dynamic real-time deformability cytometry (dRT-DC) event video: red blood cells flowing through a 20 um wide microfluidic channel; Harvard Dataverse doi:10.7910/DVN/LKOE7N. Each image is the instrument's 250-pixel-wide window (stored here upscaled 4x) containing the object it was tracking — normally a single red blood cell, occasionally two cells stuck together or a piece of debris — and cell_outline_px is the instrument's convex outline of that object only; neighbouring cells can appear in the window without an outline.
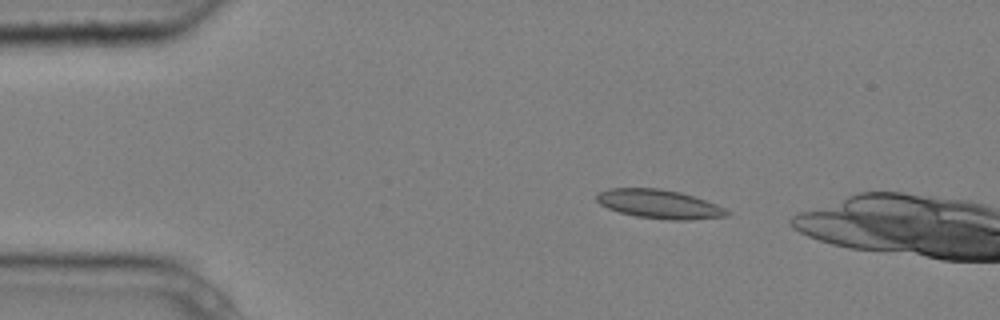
{"species": "common noctule bat (a hibernating species)", "species_latin": "Nyctalus noctula", "temperature_condition": "cold", "stored_images_in_passage": 3, "camera_frame_rate_fps": 3000, "um_per_image_px": 0.085, "animal": {"sex": "male", "body_mass_g": 20.4}, "frame": {"image": 1, "passage_image": 1, "time_ms": 0.0, "image_size_px": [1000, 320], "cell_outline_px": [[732, 212], [728, 216], [688, 220], [668, 220], [636, 216], [620, 212], [608, 208], [600, 204], [596, 200], [596, 192], [608, 188], [660, 188], [680, 192], [716, 204]], "centroid_in_image_um": [56.02, 17.34], "position_along_channel_um": 29.0, "area_um2": 21.96}}